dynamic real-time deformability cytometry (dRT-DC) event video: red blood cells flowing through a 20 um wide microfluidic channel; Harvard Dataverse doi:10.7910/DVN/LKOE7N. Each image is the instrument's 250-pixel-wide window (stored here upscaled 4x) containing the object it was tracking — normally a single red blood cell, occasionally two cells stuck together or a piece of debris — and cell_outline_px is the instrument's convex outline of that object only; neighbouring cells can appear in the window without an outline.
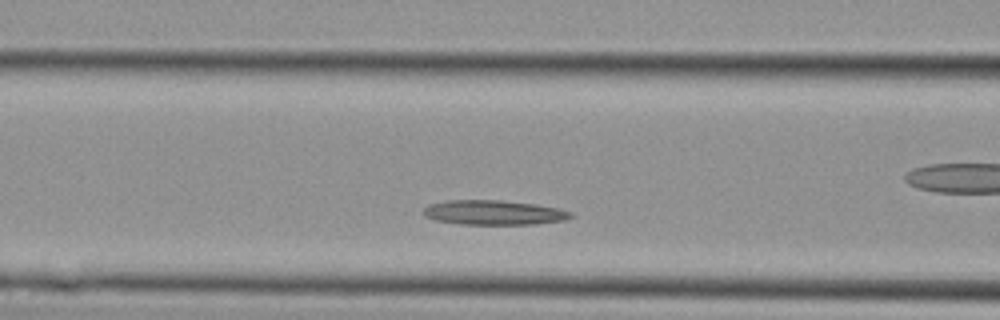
{"species": "Egyptian fruit bat (a non-hibernating species)", "species_latin": "Rousettus aegyptiacus", "temperature_condition": "cold", "stored_images_in_passage": 29, "camera_frame_rate_fps": 3000, "um_per_image_px": 0.085, "animal": {"sex": "female"}, "frame": {"image": 1, "passage_image": 9, "time_ms": 2.667, "image_size_px": [1000, 320], "cell_outline_px": [[572, 216], [564, 220], [532, 224], [460, 224], [436, 220], [424, 216], [424, 208], [428, 204], [448, 200], [500, 200], [536, 204], [556, 208], [572, 212]], "centroid_in_image_um": [41.93, 18.06], "position_along_channel_um": 124.7, "area_um2": 20.98}}